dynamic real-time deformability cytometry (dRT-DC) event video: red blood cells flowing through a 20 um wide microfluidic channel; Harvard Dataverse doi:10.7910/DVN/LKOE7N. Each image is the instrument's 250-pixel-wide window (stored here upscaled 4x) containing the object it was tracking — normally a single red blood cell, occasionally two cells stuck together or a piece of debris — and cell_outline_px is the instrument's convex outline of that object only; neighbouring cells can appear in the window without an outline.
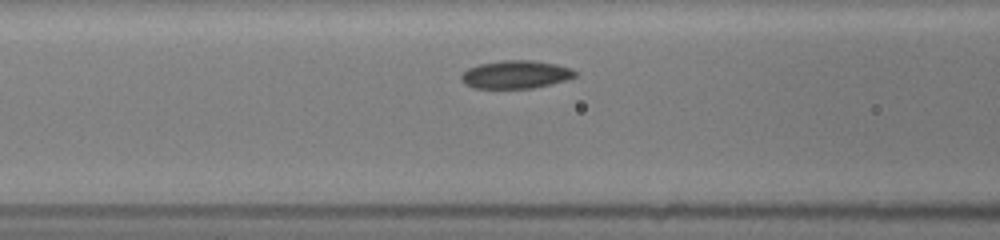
{"species": "common noctule bat (a hibernating species)", "species_latin": "Nyctalus noctula", "temperature_condition": "room temperature", "stored_images_in_passage": 6, "camera_frame_rate_fps": 3000, "um_per_image_px": 0.085, "animal": {"sex": "female", "body_mass_g": 19.5, "forearm_length_mm": 54.1}, "frame": {"image": 1, "passage_image": 6, "time_ms": 3.333, "image_size_px": [1000, 240], "cell_outline_px": [[576, 76], [568, 80], [552, 84], [532, 88], [472, 88], [464, 84], [460, 80], [460, 76], [468, 68], [480, 64], [500, 60], [532, 60], [556, 64], [572, 68], [576, 72]], "centroid_in_image_um": [43.84, 6.33], "position_along_channel_um": 122.8, "area_um2": 18.79}}